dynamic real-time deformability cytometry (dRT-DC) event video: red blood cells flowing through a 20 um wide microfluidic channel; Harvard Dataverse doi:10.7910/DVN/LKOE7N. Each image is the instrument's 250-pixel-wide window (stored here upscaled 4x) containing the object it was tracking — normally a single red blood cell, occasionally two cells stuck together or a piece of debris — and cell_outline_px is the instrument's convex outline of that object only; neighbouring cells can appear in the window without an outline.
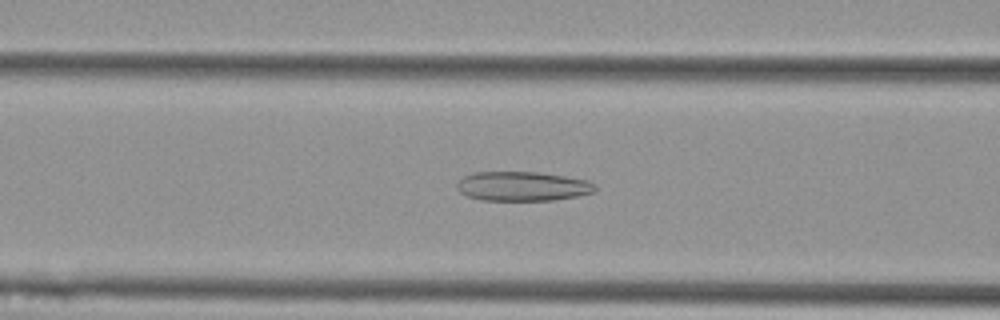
{"species": "Egyptian fruit bat (a non-hibernating species)", "species_latin": "Rousettus aegyptiacus", "temperature_condition": "cold", "stored_images_in_passage": 57, "camera_frame_rate_fps": 3000, "um_per_image_px": 0.085, "animal": {"sex": "female"}, "frame": {"image": 1, "passage_image": 23, "time_ms": 7.333, "image_size_px": [1000, 320], "cell_outline_px": [[596, 192], [580, 196], [552, 200], [480, 200], [468, 196], [460, 192], [456, 188], [456, 184], [464, 176], [472, 172], [540, 172], [588, 180], [596, 184]], "centroid_in_image_um": [44.44, 15.83], "position_along_channel_um": 122.2, "area_um2": 23.87}}
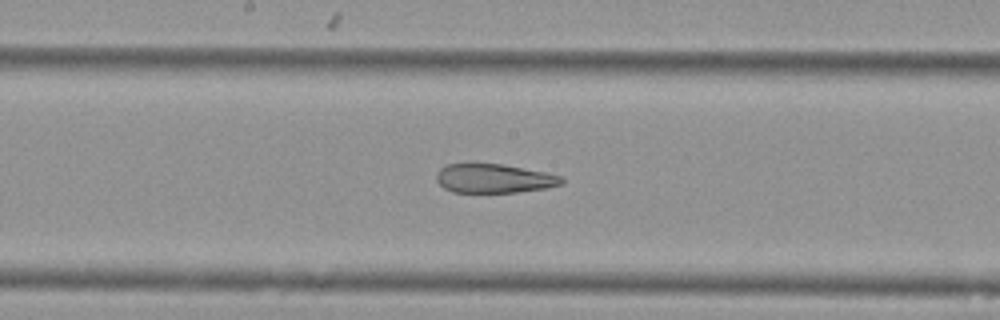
{"frame": {"image": 2, "passage_image": 30, "time_ms": 9.667, "image_size_px": [1000, 320], "cell_outline_px": [[564, 184], [548, 188], [516, 192], [452, 192], [444, 188], [436, 180], [436, 172], [440, 168], [448, 164], [504, 164], [544, 172], [560, 176], [564, 180]], "centroid_in_image_um": [41.99, 15.17], "position_along_channel_um": 206.2, "area_um2": 21.15}}
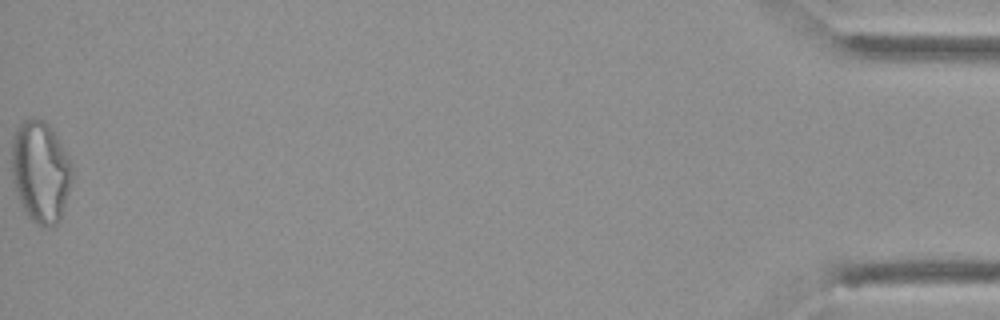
{"frame": {"image": 3, "passage_image": 57, "time_ms": 18.667, "image_size_px": [1000, 320], "cell_outline_px": [[72, 180], [60, 220], [56, 224], [48, 228], [32, 220], [28, 216], [20, 200], [12, 180], [12, 136], [16, 128], [24, 120], [44, 120], [48, 124], [56, 136], [68, 156], [72, 164]], "centroid_in_image_um": [3.45, 14.6], "position_along_channel_um": 431.8, "area_um2": 35.37}, "authors_computed_cell_mechanics": {"area_um2": 28.9, "velocity_mm_per_s": 3.6086, "shape_relaxation_time_tau1_ms": null, "shape_relaxation_time_tau2_ms": 3.2277, "deformation_change_tau1": null, "deformation_change_tau2": 0.1286}}